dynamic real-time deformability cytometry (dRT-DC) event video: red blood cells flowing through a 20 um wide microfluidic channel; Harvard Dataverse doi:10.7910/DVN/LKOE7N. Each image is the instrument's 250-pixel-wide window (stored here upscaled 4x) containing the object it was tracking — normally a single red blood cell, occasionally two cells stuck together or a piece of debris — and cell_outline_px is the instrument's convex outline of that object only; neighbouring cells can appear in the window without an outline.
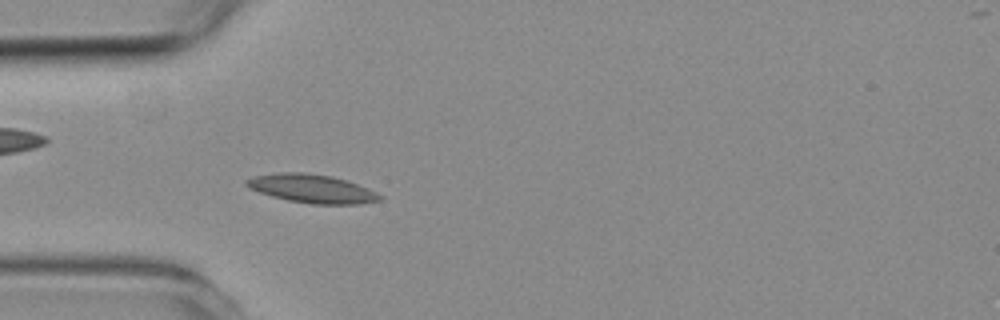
{"species": "common noctule bat (a hibernating species)", "species_latin": "Nyctalus noctula", "temperature_condition": "room temperature", "stored_images_in_passage": 4, "camera_frame_rate_fps": 3000, "um_per_image_px": 0.085, "animal": {"sex": "female", "body_mass_g": 19.3, "forearm_length_mm": 54.1}, "frame": {"image": 1, "passage_image": 4, "time_ms": 3.333, "image_size_px": [1000, 320], "cell_outline_px": [[384, 200], [356, 204], [312, 204], [288, 200], [272, 196], [248, 188], [244, 184], [244, 180], [252, 176], [280, 172], [304, 172], [332, 176], [368, 188], [384, 196]], "centroid_in_image_um": [26.5, 16.03], "position_along_channel_um": 58.5, "area_um2": 22.25}}